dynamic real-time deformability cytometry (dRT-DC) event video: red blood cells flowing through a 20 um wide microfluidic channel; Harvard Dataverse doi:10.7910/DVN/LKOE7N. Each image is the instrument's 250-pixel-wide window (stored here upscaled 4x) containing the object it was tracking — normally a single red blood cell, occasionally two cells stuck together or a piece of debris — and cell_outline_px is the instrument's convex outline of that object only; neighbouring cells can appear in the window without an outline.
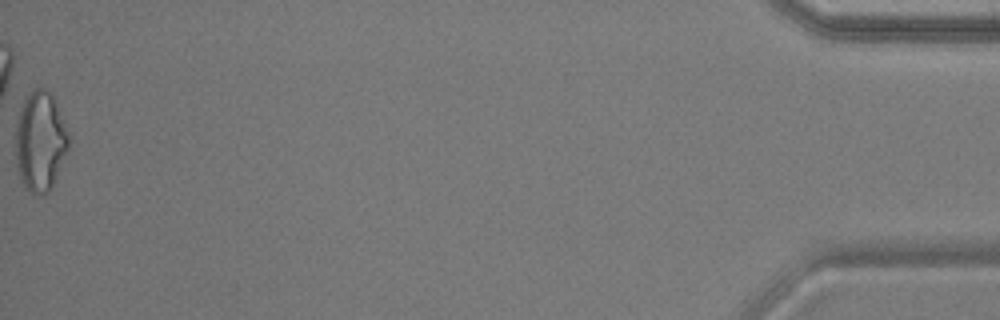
{"species": "common noctule bat (a hibernating species)", "species_latin": "Nyctalus noctula", "temperature_condition": "warm", "stored_images_in_passage": 36, "camera_frame_rate_fps": 3000, "um_per_image_px": 0.085, "animal": {"sex": "male", "body_mass_g": 17.9, "forearm_length_mm": 54.2}, "frame": {"image": 1, "passage_image": 36, "time_ms": 11.667, "image_size_px": [1000, 320], "cell_outline_px": [[68, 148], [52, 188], [44, 196], [36, 196], [28, 192], [20, 180], [16, 164], [16, 120], [24, 100], [28, 92], [32, 88], [44, 88], [52, 92], [68, 132]], "centroid_in_image_um": [3.4, 12.03], "position_along_channel_um": 431.8, "area_um2": 31.27}, "authors_computed_cell_mechanics": {"area_um2": 22.5998, "velocity_mm_per_s": 3.9324, "shape_relaxation_time_tau1_ms": null, "shape_relaxation_time_tau2_ms": 2.0127, "deformation_change_tau1": null, "deformation_change_tau2": 0.1095}}